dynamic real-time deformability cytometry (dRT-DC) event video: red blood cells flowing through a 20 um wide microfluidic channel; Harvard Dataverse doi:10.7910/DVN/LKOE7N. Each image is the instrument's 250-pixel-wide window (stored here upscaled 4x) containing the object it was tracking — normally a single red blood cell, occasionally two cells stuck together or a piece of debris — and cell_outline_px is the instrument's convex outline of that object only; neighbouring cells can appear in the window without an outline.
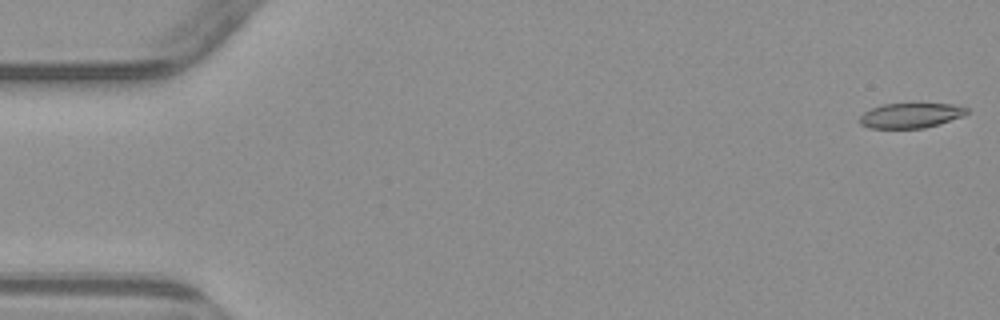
{"species": "common noctule bat (a hibernating species)", "species_latin": "Nyctalus noctula", "temperature_condition": "warm", "stored_images_in_passage": 3, "camera_frame_rate_fps": 3000, "um_per_image_px": 0.085, "animal": {"sex": "male", "body_mass_g": 23.1, "forearm_length_mm": 52.7}, "frame": {"image": 1, "passage_image": 1, "time_ms": 0.0, "image_size_px": [1000, 320], "cell_outline_px": [[968, 112], [964, 116], [940, 124], [924, 128], [868, 128], [860, 124], [860, 116], [864, 112], [872, 108], [884, 104], [916, 100], [952, 104], [968, 108]], "centroid_in_image_um": [77.46, 9.76], "position_along_channel_um": 7.5, "area_um2": 16.53}}